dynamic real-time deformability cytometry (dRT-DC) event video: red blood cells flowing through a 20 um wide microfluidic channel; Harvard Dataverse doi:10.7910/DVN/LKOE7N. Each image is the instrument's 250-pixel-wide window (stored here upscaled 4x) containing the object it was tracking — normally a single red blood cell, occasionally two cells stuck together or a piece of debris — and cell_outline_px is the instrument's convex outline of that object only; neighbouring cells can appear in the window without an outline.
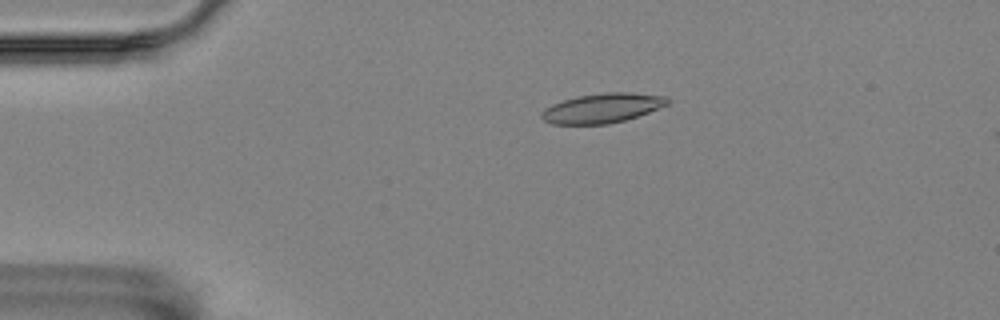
{"species": "Egyptian fruit bat (a non-hibernating species)", "species_latin": "Rousettus aegyptiacus", "temperature_condition": "room temperature", "stored_images_in_passage": 17, "camera_frame_rate_fps": 3000, "um_per_image_px": 0.085, "animal": {"sex": "female"}, "frame": {"image": 1, "passage_image": 12, "time_ms": 3.667, "image_size_px": [1000, 320], "cell_outline_px": [[672, 100], [668, 104], [648, 112], [624, 120], [608, 124], [552, 124], [544, 120], [540, 116], [540, 112], [544, 108], [552, 104], [576, 96], [604, 92], [632, 92], [668, 96]], "centroid_in_image_um": [51.2, 9.17], "position_along_channel_um": 33.8, "area_um2": 21.85}}